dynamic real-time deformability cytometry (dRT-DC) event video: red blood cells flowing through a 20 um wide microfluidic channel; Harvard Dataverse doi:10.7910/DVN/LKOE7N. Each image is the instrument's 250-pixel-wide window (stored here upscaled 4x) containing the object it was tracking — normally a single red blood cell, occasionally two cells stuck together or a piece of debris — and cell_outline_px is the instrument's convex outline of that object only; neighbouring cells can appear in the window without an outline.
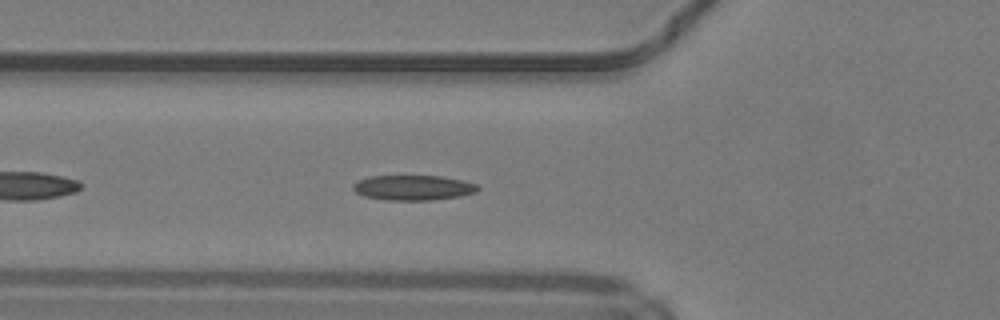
{"species": "common noctule bat (a hibernating species)", "species_latin": "Nyctalus noctula", "temperature_condition": "warm", "stored_images_in_passage": 37, "camera_frame_rate_fps": 3000, "um_per_image_px": 0.085, "animal": {"sex": "male", "body_mass_g": 19.2, "forearm_length_mm": 51.8}, "frame": {"image": 1, "passage_image": 6, "time_ms": 1.667, "image_size_px": [1000, 320], "cell_outline_px": [[480, 188], [476, 192], [460, 196], [432, 200], [384, 200], [364, 196], [356, 192], [352, 188], [352, 184], [368, 176], [440, 176], [464, 180], [476, 184]], "centroid_in_image_um": [35.12, 15.95], "position_along_channel_um": 90.7, "area_um2": 18.26}, "authors_computed_cell_mechanics": {"area_um2": 17.6868, "velocity_mm_per_s": 4.215, "shape_relaxation_time_tau1_ms": 8.0856, "shape_relaxation_time_tau2_ms": 3.1123, "deformation_change_tau1": 0.2067, "deformation_change_tau2": 0.051}}